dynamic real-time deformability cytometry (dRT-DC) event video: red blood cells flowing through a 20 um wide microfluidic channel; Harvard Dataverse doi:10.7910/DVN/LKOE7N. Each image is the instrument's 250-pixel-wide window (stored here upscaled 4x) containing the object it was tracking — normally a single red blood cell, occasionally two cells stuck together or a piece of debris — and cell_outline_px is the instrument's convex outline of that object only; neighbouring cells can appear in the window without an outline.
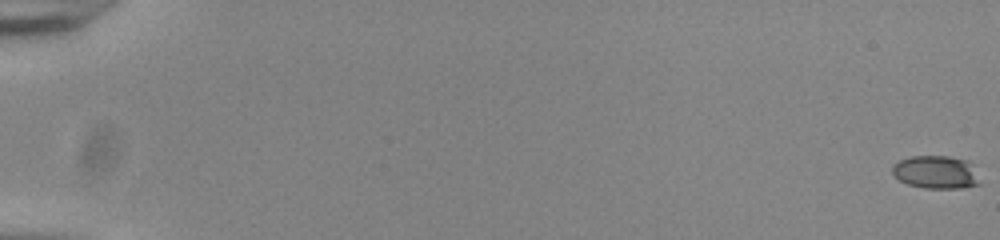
{"species": "common noctule bat (a hibernating species)", "species_latin": "Nyctalus noctula", "temperature_condition": "room temperature", "stored_images_in_passage": 56, "camera_frame_rate_fps": 3000, "um_per_image_px": 0.085, "animal": {"sex": "male", "body_mass_g": 20.0, "forearm_length_mm": 53.3}, "frame": {"image": 1, "passage_image": 1, "time_ms": 0.0, "image_size_px": [1000, 240], "cell_outline_px": [[980, 184], [964, 188], [924, 188], [908, 184], [900, 180], [892, 172], [892, 164], [900, 160], [912, 156], [948, 156], [968, 160], [972, 164]], "centroid_in_image_um": [79.56, 14.63], "position_along_channel_um": 5.4, "area_um2": 16.82}}
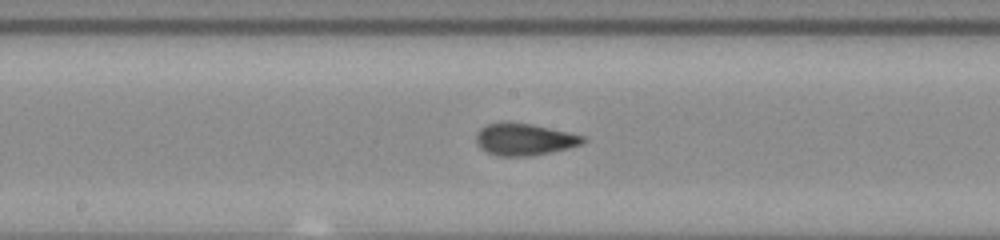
{"frame": {"image": 2, "passage_image": 32, "time_ms": 10.333, "image_size_px": [1000, 240], "cell_outline_px": [[588, 140], [580, 144], [568, 148], [528, 156], [496, 156], [480, 148], [476, 140], [476, 132], [480, 128], [496, 120], [504, 120], [532, 124], [568, 132], [584, 136]], "centroid_in_image_um": [44.51, 11.81], "position_along_channel_um": 203.7, "area_um2": 20.11}}
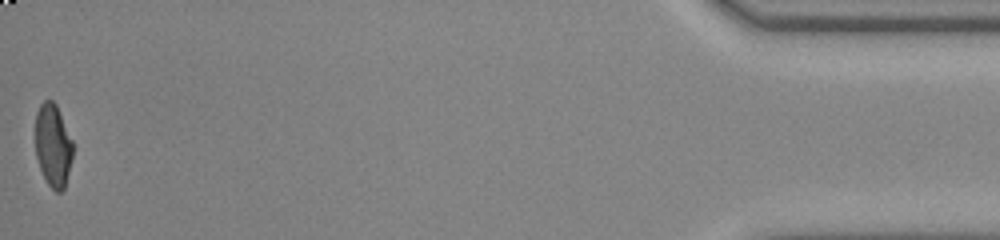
{"frame": {"image": 3, "passage_image": 56, "time_ms": 18.333, "image_size_px": [1000, 240], "cell_outline_px": [[72, 156], [64, 188], [60, 192], [56, 192], [48, 184], [40, 168], [36, 156], [36, 112], [40, 104], [44, 100], [52, 100], [56, 104], [72, 140]], "centroid_in_image_um": [4.5, 12.34], "position_along_channel_um": 430.7, "area_um2": 17.8}, "authors_computed_cell_mechanics": {"area_um2": 19.1029, "velocity_mm_per_s": 3.8876, "shape_relaxation_time_tau1_ms": 4.9055, "shape_relaxation_time_tau2_ms": 1.1621, "deformation_change_tau1": 0.1674, "deformation_change_tau2": 0.0669}}